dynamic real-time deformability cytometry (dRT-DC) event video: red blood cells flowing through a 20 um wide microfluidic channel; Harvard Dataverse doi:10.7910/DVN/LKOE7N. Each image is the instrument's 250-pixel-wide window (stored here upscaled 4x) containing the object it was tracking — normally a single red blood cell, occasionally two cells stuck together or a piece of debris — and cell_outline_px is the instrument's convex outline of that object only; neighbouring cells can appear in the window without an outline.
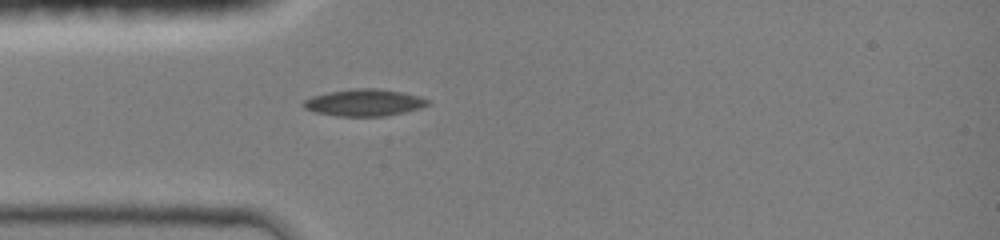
{"species": "common noctule bat (a hibernating species)", "species_latin": "Nyctalus noctula", "temperature_condition": "room temperature", "stored_images_in_passage": 7, "camera_frame_rate_fps": 3000, "um_per_image_px": 0.085, "animal": {"sex": "female", "body_mass_g": 19.0, "forearm_length_mm": 51.5}, "frame": {"image": 1, "passage_image": 1, "time_ms": 0.0, "image_size_px": [1000, 240], "cell_outline_px": [[428, 104], [420, 108], [404, 112], [384, 116], [336, 116], [316, 112], [304, 108], [304, 100], [312, 96], [328, 92], [356, 88], [376, 88], [404, 92], [420, 96], [428, 100]], "centroid_in_image_um": [30.96, 8.71], "position_along_channel_um": 54.0, "area_um2": 19.36}}
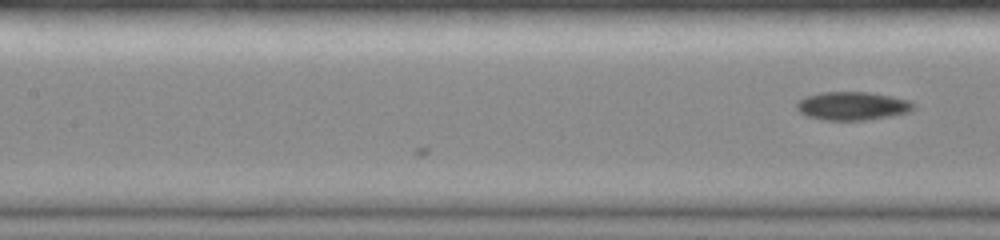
{"frame": {"image": 2, "passage_image": 7, "time_ms": 2.0, "image_size_px": [1000, 240], "cell_outline_px": [[912, 108], [908, 112], [888, 116], [864, 120], [824, 120], [808, 116], [800, 112], [796, 108], [796, 104], [804, 96], [824, 92], [868, 92], [892, 96], [908, 100], [912, 104]], "centroid_in_image_um": [72.4, 9.0], "position_along_channel_um": 135.0, "area_um2": 19.02}}